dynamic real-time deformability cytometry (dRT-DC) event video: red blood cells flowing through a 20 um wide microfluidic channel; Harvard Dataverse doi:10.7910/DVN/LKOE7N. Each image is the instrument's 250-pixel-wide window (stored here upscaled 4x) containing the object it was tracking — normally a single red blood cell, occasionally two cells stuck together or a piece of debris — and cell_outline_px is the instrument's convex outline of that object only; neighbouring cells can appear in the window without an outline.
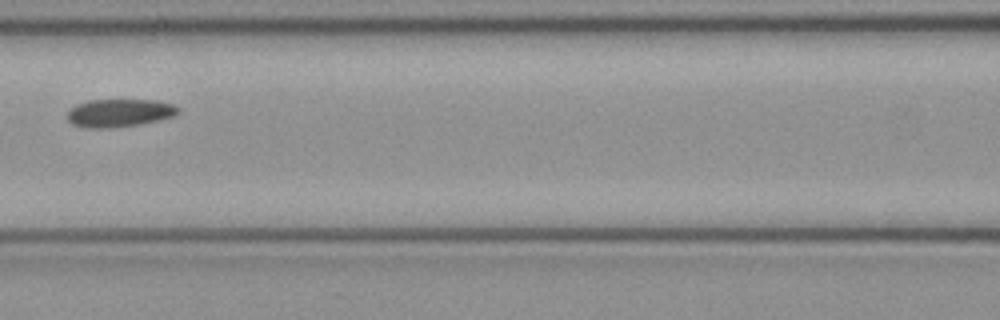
{"species": "common noctule bat (a hibernating species)", "species_latin": "Nyctalus noctula", "temperature_condition": "cold", "stored_images_in_passage": 5, "camera_frame_rate_fps": 3000, "um_per_image_px": 0.085, "animal": {"sex": "female", "body_mass_g": 21.9}, "frame": {"image": 1, "passage_image": 4, "time_ms": 1.0, "image_size_px": [1000, 320], "cell_outline_px": [[180, 112], [176, 116], [140, 124], [108, 128], [84, 128], [72, 124], [68, 120], [68, 108], [76, 104], [88, 100], [156, 100], [172, 104], [180, 108]], "centroid_in_image_um": [10.14, 9.6], "position_along_channel_um": 156.5, "area_um2": 18.26}}
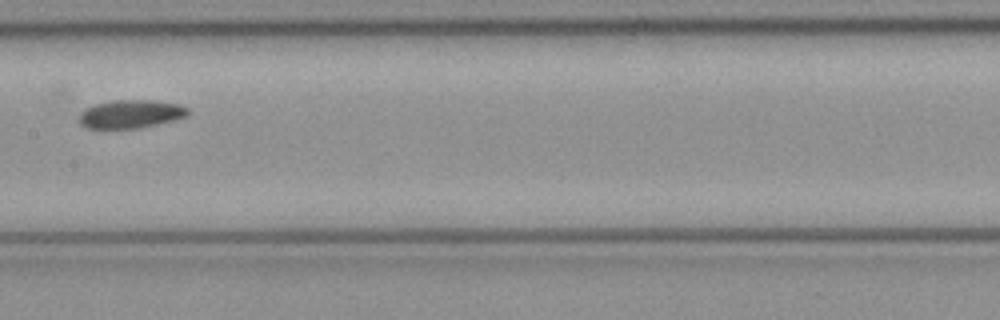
{"frame": {"image": 2, "passage_image": 5, "time_ms": 1.333, "image_size_px": [1000, 320], "cell_outline_px": [[188, 116], [176, 120], [140, 128], [88, 128], [80, 124], [80, 112], [84, 108], [96, 104], [112, 100], [156, 100], [180, 104], [188, 108]], "centroid_in_image_um": [11.15, 9.68], "position_along_channel_um": 196.3, "area_um2": 18.09}}